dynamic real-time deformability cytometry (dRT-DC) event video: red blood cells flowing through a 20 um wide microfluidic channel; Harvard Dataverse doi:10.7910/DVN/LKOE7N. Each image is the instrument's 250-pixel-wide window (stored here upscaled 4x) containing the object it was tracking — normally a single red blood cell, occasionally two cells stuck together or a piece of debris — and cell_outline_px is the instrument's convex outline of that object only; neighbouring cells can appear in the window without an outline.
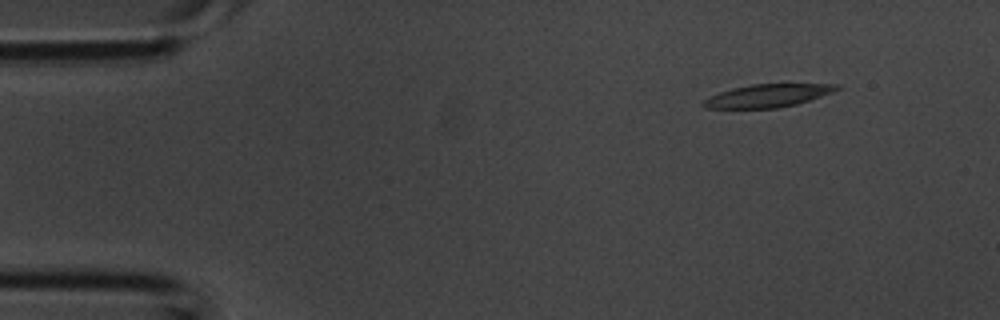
{"species": "common noctule bat (a hibernating species)", "species_latin": "Nyctalus noctula", "temperature_condition": "room temperature", "stored_images_in_passage": 3, "camera_frame_rate_fps": 3000, "um_per_image_px": 0.085, "animal": {"sex": "male", "body_mass_g": 20.1, "forearm_length_mm": 53.5}, "frame": {"image": 1, "passage_image": 3, "time_ms": 0.667, "image_size_px": [1000, 320], "cell_outline_px": [[840, 88], [832, 92], [796, 104], [776, 108], [704, 108], [700, 104], [708, 96], [732, 88], [752, 84], [840, 84]], "centroid_in_image_um": [65.2, 8.13], "position_along_channel_um": 19.8, "area_um2": 17.69}}